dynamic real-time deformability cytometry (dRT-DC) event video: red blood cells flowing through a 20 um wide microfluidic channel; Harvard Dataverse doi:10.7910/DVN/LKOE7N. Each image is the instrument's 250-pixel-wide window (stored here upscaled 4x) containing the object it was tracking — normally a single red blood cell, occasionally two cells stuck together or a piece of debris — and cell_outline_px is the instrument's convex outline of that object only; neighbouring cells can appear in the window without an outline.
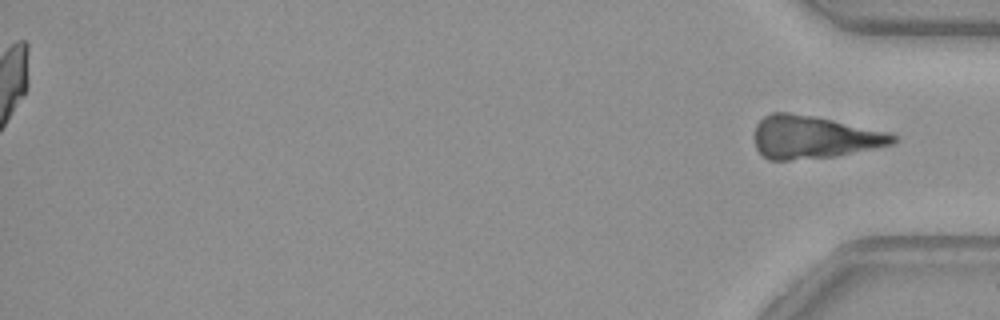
{"species": "common noctule bat (a hibernating species)", "species_latin": "Nyctalus noctula", "temperature_condition": "warm", "stored_images_in_passage": 52, "segment_of_instrument_passage": [2, 2], "camera_frame_rate_fps": 3000, "um_per_image_px": 0.085, "animal": {"sex": "female", "body_mass_g": 29.2, "forearm_length_mm": 56.3}, "frame": {"image": 1, "passage_image": 52, "time_ms": 17.0, "image_size_px": [1000, 320], "cell_outline_px": [[896, 140], [892, 144], [836, 156], [788, 160], [768, 160], [756, 148], [756, 124], [764, 116], [772, 112], [788, 112], [812, 116], [832, 120], [884, 132], [896, 136]], "centroid_in_image_um": [69.11, 11.66], "position_along_channel_um": 366.1, "area_um2": 33.81}}